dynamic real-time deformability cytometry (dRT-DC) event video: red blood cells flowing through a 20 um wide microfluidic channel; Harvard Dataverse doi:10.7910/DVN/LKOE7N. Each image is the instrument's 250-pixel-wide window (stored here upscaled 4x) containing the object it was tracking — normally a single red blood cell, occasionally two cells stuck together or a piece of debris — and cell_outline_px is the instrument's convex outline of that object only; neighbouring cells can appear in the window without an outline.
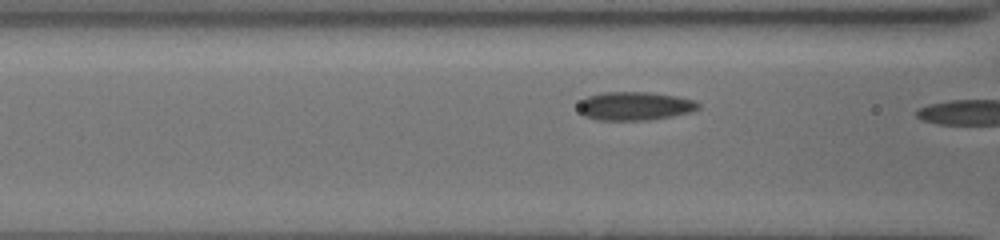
{"species": "common noctule bat (a hibernating species)", "species_latin": "Nyctalus noctula", "temperature_condition": "cold", "stored_images_in_passage": 4, "camera_frame_rate_fps": 3000, "um_per_image_px": 0.085, "animal": {"sex": "female", "body_mass_g": 19.5, "forearm_length_mm": 54.1}, "frame": {"image": 1, "passage_image": 3, "time_ms": 0.667, "image_size_px": [1000, 240], "cell_outline_px": [[700, 108], [692, 112], [672, 116], [648, 120], [596, 120], [584, 116], [580, 112], [580, 100], [588, 96], [604, 92], [648, 92], [676, 96], [696, 100], [700, 104]], "centroid_in_image_um": [53.99, 9.01], "position_along_channel_um": 112.6, "area_um2": 20.0}}